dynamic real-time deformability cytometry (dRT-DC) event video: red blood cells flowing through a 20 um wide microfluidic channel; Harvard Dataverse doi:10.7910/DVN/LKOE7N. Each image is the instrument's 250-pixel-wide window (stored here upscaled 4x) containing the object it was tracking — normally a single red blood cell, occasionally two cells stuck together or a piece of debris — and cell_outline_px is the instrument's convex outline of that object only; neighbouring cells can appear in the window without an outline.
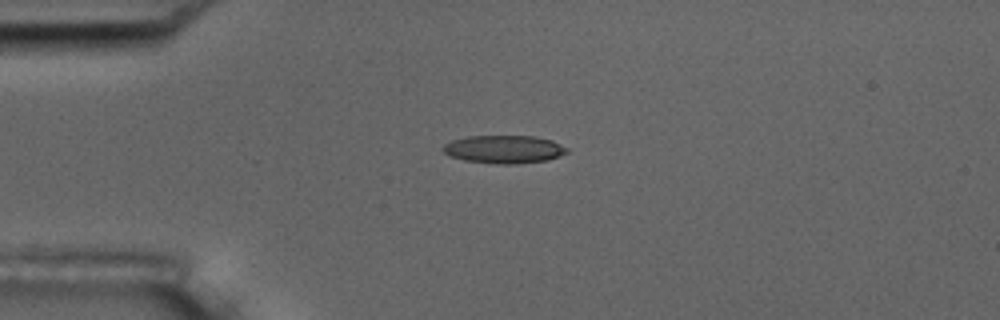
{"species": "common noctule bat (a hibernating species)", "species_latin": "Nyctalus noctula", "temperature_condition": "room temperature", "stored_images_in_passage": 2, "camera_frame_rate_fps": 3000, "um_per_image_px": 0.085, "animal": {"sex": "male", "body_mass_g": 17.5, "forearm_length_mm": 52.3}, "frame": {"image": 1, "passage_image": 2, "time_ms": 2.0, "image_size_px": [1000, 320], "cell_outline_px": [[568, 152], [560, 156], [548, 160], [516, 164], [496, 164], [464, 160], [452, 156], [444, 152], [440, 148], [444, 144], [452, 140], [468, 136], [532, 136], [552, 140], [568, 148]], "centroid_in_image_um": [42.85, 12.69], "position_along_channel_um": 42.2, "area_um2": 20.29}}